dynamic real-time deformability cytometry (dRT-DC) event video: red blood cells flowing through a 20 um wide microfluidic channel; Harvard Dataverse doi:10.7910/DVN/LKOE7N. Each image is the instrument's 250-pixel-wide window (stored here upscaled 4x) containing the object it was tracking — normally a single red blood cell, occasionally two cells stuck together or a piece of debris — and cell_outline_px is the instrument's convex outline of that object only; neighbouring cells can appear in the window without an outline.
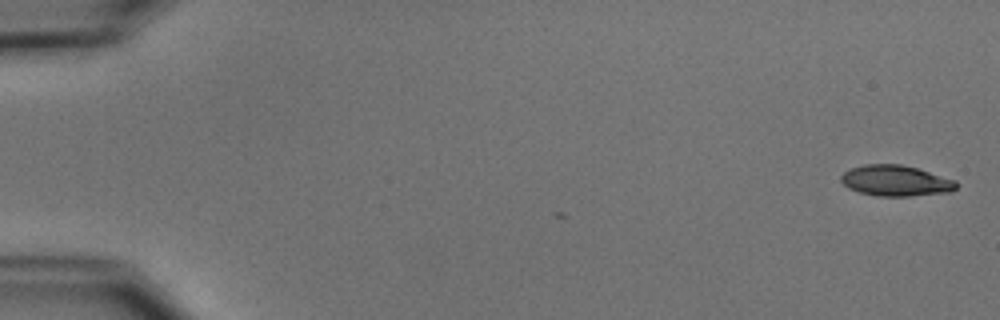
{"species": "common noctule bat (a hibernating species)", "species_latin": "Nyctalus noctula", "temperature_condition": "cold", "stored_images_in_passage": 2, "camera_frame_rate_fps": 3000, "um_per_image_px": 0.085, "animal": {"sex": "male", "body_mass_g": 15.6}, "frame": {"image": 1, "passage_image": 2, "time_ms": 0.333, "image_size_px": [1000, 320], "cell_outline_px": [[956, 188], [952, 192], [908, 196], [876, 196], [860, 192], [848, 188], [840, 180], [840, 176], [844, 172], [852, 168], [864, 164], [900, 164], [916, 168], [956, 180]], "centroid_in_image_um": [76.13, 15.36], "position_along_channel_um": 8.9, "area_um2": 20.63}}